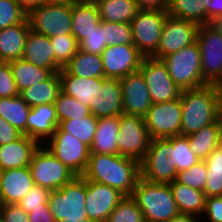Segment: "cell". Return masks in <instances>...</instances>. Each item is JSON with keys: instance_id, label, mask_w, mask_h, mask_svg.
I'll return each instance as SVG.
<instances>
[{"instance_id": "obj_21", "label": "cell", "mask_w": 222, "mask_h": 222, "mask_svg": "<svg viewBox=\"0 0 222 222\" xmlns=\"http://www.w3.org/2000/svg\"><path fill=\"white\" fill-rule=\"evenodd\" d=\"M58 125L54 104L31 107L26 123V136L43 145L52 137Z\"/></svg>"}, {"instance_id": "obj_53", "label": "cell", "mask_w": 222, "mask_h": 222, "mask_svg": "<svg viewBox=\"0 0 222 222\" xmlns=\"http://www.w3.org/2000/svg\"><path fill=\"white\" fill-rule=\"evenodd\" d=\"M169 0H135L139 10L167 11Z\"/></svg>"}, {"instance_id": "obj_3", "label": "cell", "mask_w": 222, "mask_h": 222, "mask_svg": "<svg viewBox=\"0 0 222 222\" xmlns=\"http://www.w3.org/2000/svg\"><path fill=\"white\" fill-rule=\"evenodd\" d=\"M131 197L143 213L145 222H167L180 214L169 184L137 181Z\"/></svg>"}, {"instance_id": "obj_15", "label": "cell", "mask_w": 222, "mask_h": 222, "mask_svg": "<svg viewBox=\"0 0 222 222\" xmlns=\"http://www.w3.org/2000/svg\"><path fill=\"white\" fill-rule=\"evenodd\" d=\"M198 24L168 16L159 40L157 51L151 56L156 59L176 53L196 42Z\"/></svg>"}, {"instance_id": "obj_26", "label": "cell", "mask_w": 222, "mask_h": 222, "mask_svg": "<svg viewBox=\"0 0 222 222\" xmlns=\"http://www.w3.org/2000/svg\"><path fill=\"white\" fill-rule=\"evenodd\" d=\"M120 127V115L98 119L90 153L119 154L117 138Z\"/></svg>"}, {"instance_id": "obj_54", "label": "cell", "mask_w": 222, "mask_h": 222, "mask_svg": "<svg viewBox=\"0 0 222 222\" xmlns=\"http://www.w3.org/2000/svg\"><path fill=\"white\" fill-rule=\"evenodd\" d=\"M29 222H56L48 205L44 209L31 210Z\"/></svg>"}, {"instance_id": "obj_34", "label": "cell", "mask_w": 222, "mask_h": 222, "mask_svg": "<svg viewBox=\"0 0 222 222\" xmlns=\"http://www.w3.org/2000/svg\"><path fill=\"white\" fill-rule=\"evenodd\" d=\"M31 107L20 97L0 98V116L26 135V123Z\"/></svg>"}, {"instance_id": "obj_14", "label": "cell", "mask_w": 222, "mask_h": 222, "mask_svg": "<svg viewBox=\"0 0 222 222\" xmlns=\"http://www.w3.org/2000/svg\"><path fill=\"white\" fill-rule=\"evenodd\" d=\"M143 74L153 103L177 99L181 89L171 79L167 66L161 59L144 57L139 68Z\"/></svg>"}, {"instance_id": "obj_1", "label": "cell", "mask_w": 222, "mask_h": 222, "mask_svg": "<svg viewBox=\"0 0 222 222\" xmlns=\"http://www.w3.org/2000/svg\"><path fill=\"white\" fill-rule=\"evenodd\" d=\"M81 176L131 196L141 177L140 162L119 154L90 153L87 168Z\"/></svg>"}, {"instance_id": "obj_39", "label": "cell", "mask_w": 222, "mask_h": 222, "mask_svg": "<svg viewBox=\"0 0 222 222\" xmlns=\"http://www.w3.org/2000/svg\"><path fill=\"white\" fill-rule=\"evenodd\" d=\"M55 61L64 68L79 50V43L72 34L50 37Z\"/></svg>"}, {"instance_id": "obj_13", "label": "cell", "mask_w": 222, "mask_h": 222, "mask_svg": "<svg viewBox=\"0 0 222 222\" xmlns=\"http://www.w3.org/2000/svg\"><path fill=\"white\" fill-rule=\"evenodd\" d=\"M143 118L152 139L181 135L182 104L180 97L172 101L152 103Z\"/></svg>"}, {"instance_id": "obj_50", "label": "cell", "mask_w": 222, "mask_h": 222, "mask_svg": "<svg viewBox=\"0 0 222 222\" xmlns=\"http://www.w3.org/2000/svg\"><path fill=\"white\" fill-rule=\"evenodd\" d=\"M22 133L0 116V146L17 140Z\"/></svg>"}, {"instance_id": "obj_56", "label": "cell", "mask_w": 222, "mask_h": 222, "mask_svg": "<svg viewBox=\"0 0 222 222\" xmlns=\"http://www.w3.org/2000/svg\"><path fill=\"white\" fill-rule=\"evenodd\" d=\"M199 219V220H198ZM167 222H201L200 218L192 214H178Z\"/></svg>"}, {"instance_id": "obj_11", "label": "cell", "mask_w": 222, "mask_h": 222, "mask_svg": "<svg viewBox=\"0 0 222 222\" xmlns=\"http://www.w3.org/2000/svg\"><path fill=\"white\" fill-rule=\"evenodd\" d=\"M52 154L76 175H82L88 165L90 147L59 126L44 144Z\"/></svg>"}, {"instance_id": "obj_30", "label": "cell", "mask_w": 222, "mask_h": 222, "mask_svg": "<svg viewBox=\"0 0 222 222\" xmlns=\"http://www.w3.org/2000/svg\"><path fill=\"white\" fill-rule=\"evenodd\" d=\"M190 149L201 160L205 161L208 155L222 143V134L218 120L204 126L198 132L187 136Z\"/></svg>"}, {"instance_id": "obj_19", "label": "cell", "mask_w": 222, "mask_h": 222, "mask_svg": "<svg viewBox=\"0 0 222 222\" xmlns=\"http://www.w3.org/2000/svg\"><path fill=\"white\" fill-rule=\"evenodd\" d=\"M90 113L97 119L123 114L122 89L120 79L104 78L101 87L91 99Z\"/></svg>"}, {"instance_id": "obj_37", "label": "cell", "mask_w": 222, "mask_h": 222, "mask_svg": "<svg viewBox=\"0 0 222 222\" xmlns=\"http://www.w3.org/2000/svg\"><path fill=\"white\" fill-rule=\"evenodd\" d=\"M58 121L86 117L90 115L89 106L80 103L76 98L71 97L60 91L54 102Z\"/></svg>"}, {"instance_id": "obj_33", "label": "cell", "mask_w": 222, "mask_h": 222, "mask_svg": "<svg viewBox=\"0 0 222 222\" xmlns=\"http://www.w3.org/2000/svg\"><path fill=\"white\" fill-rule=\"evenodd\" d=\"M64 69L70 75L83 78H105L101 55L84 53L80 49L65 65Z\"/></svg>"}, {"instance_id": "obj_22", "label": "cell", "mask_w": 222, "mask_h": 222, "mask_svg": "<svg viewBox=\"0 0 222 222\" xmlns=\"http://www.w3.org/2000/svg\"><path fill=\"white\" fill-rule=\"evenodd\" d=\"M22 59L31 64L49 69L53 73L59 72L62 67L55 61L54 50L50 38L29 30L26 37Z\"/></svg>"}, {"instance_id": "obj_27", "label": "cell", "mask_w": 222, "mask_h": 222, "mask_svg": "<svg viewBox=\"0 0 222 222\" xmlns=\"http://www.w3.org/2000/svg\"><path fill=\"white\" fill-rule=\"evenodd\" d=\"M101 24L96 3L72 4V35L80 44Z\"/></svg>"}, {"instance_id": "obj_24", "label": "cell", "mask_w": 222, "mask_h": 222, "mask_svg": "<svg viewBox=\"0 0 222 222\" xmlns=\"http://www.w3.org/2000/svg\"><path fill=\"white\" fill-rule=\"evenodd\" d=\"M26 18L22 23L0 30V62H9L22 58L26 37L30 30Z\"/></svg>"}, {"instance_id": "obj_23", "label": "cell", "mask_w": 222, "mask_h": 222, "mask_svg": "<svg viewBox=\"0 0 222 222\" xmlns=\"http://www.w3.org/2000/svg\"><path fill=\"white\" fill-rule=\"evenodd\" d=\"M39 143L21 135L17 140L0 146V171L28 167Z\"/></svg>"}, {"instance_id": "obj_4", "label": "cell", "mask_w": 222, "mask_h": 222, "mask_svg": "<svg viewBox=\"0 0 222 222\" xmlns=\"http://www.w3.org/2000/svg\"><path fill=\"white\" fill-rule=\"evenodd\" d=\"M86 180L76 175L62 188L51 191L48 207L55 221H85L88 219L85 209Z\"/></svg>"}, {"instance_id": "obj_20", "label": "cell", "mask_w": 222, "mask_h": 222, "mask_svg": "<svg viewBox=\"0 0 222 222\" xmlns=\"http://www.w3.org/2000/svg\"><path fill=\"white\" fill-rule=\"evenodd\" d=\"M34 185L29 166L0 171V204L18 203Z\"/></svg>"}, {"instance_id": "obj_60", "label": "cell", "mask_w": 222, "mask_h": 222, "mask_svg": "<svg viewBox=\"0 0 222 222\" xmlns=\"http://www.w3.org/2000/svg\"><path fill=\"white\" fill-rule=\"evenodd\" d=\"M57 222H97V221L91 220V219H87L85 221H66V220H61V221H57Z\"/></svg>"}, {"instance_id": "obj_61", "label": "cell", "mask_w": 222, "mask_h": 222, "mask_svg": "<svg viewBox=\"0 0 222 222\" xmlns=\"http://www.w3.org/2000/svg\"><path fill=\"white\" fill-rule=\"evenodd\" d=\"M215 25L221 30L222 32V17L215 23Z\"/></svg>"}, {"instance_id": "obj_28", "label": "cell", "mask_w": 222, "mask_h": 222, "mask_svg": "<svg viewBox=\"0 0 222 222\" xmlns=\"http://www.w3.org/2000/svg\"><path fill=\"white\" fill-rule=\"evenodd\" d=\"M169 185L180 214L202 217L206 203V196L203 191L183 185L176 180Z\"/></svg>"}, {"instance_id": "obj_42", "label": "cell", "mask_w": 222, "mask_h": 222, "mask_svg": "<svg viewBox=\"0 0 222 222\" xmlns=\"http://www.w3.org/2000/svg\"><path fill=\"white\" fill-rule=\"evenodd\" d=\"M207 173L205 161H199L190 168L178 172L176 181L204 192Z\"/></svg>"}, {"instance_id": "obj_55", "label": "cell", "mask_w": 222, "mask_h": 222, "mask_svg": "<svg viewBox=\"0 0 222 222\" xmlns=\"http://www.w3.org/2000/svg\"><path fill=\"white\" fill-rule=\"evenodd\" d=\"M21 8L28 14L32 9L47 3V0H17Z\"/></svg>"}, {"instance_id": "obj_62", "label": "cell", "mask_w": 222, "mask_h": 222, "mask_svg": "<svg viewBox=\"0 0 222 222\" xmlns=\"http://www.w3.org/2000/svg\"><path fill=\"white\" fill-rule=\"evenodd\" d=\"M0 222H5L4 218L0 215Z\"/></svg>"}, {"instance_id": "obj_41", "label": "cell", "mask_w": 222, "mask_h": 222, "mask_svg": "<svg viewBox=\"0 0 222 222\" xmlns=\"http://www.w3.org/2000/svg\"><path fill=\"white\" fill-rule=\"evenodd\" d=\"M105 43L107 46L116 44H133V33L130 23H113L101 21Z\"/></svg>"}, {"instance_id": "obj_18", "label": "cell", "mask_w": 222, "mask_h": 222, "mask_svg": "<svg viewBox=\"0 0 222 222\" xmlns=\"http://www.w3.org/2000/svg\"><path fill=\"white\" fill-rule=\"evenodd\" d=\"M123 114L144 117L152 105V99L140 70L120 79Z\"/></svg>"}, {"instance_id": "obj_52", "label": "cell", "mask_w": 222, "mask_h": 222, "mask_svg": "<svg viewBox=\"0 0 222 222\" xmlns=\"http://www.w3.org/2000/svg\"><path fill=\"white\" fill-rule=\"evenodd\" d=\"M222 17V0H207L206 24L216 23Z\"/></svg>"}, {"instance_id": "obj_48", "label": "cell", "mask_w": 222, "mask_h": 222, "mask_svg": "<svg viewBox=\"0 0 222 222\" xmlns=\"http://www.w3.org/2000/svg\"><path fill=\"white\" fill-rule=\"evenodd\" d=\"M206 216L208 219L206 222H222V196L206 198L202 219Z\"/></svg>"}, {"instance_id": "obj_5", "label": "cell", "mask_w": 222, "mask_h": 222, "mask_svg": "<svg viewBox=\"0 0 222 222\" xmlns=\"http://www.w3.org/2000/svg\"><path fill=\"white\" fill-rule=\"evenodd\" d=\"M201 59L199 45L194 42L176 53L164 57L162 61L167 66L174 83L181 90H186L207 85L201 72Z\"/></svg>"}, {"instance_id": "obj_2", "label": "cell", "mask_w": 222, "mask_h": 222, "mask_svg": "<svg viewBox=\"0 0 222 222\" xmlns=\"http://www.w3.org/2000/svg\"><path fill=\"white\" fill-rule=\"evenodd\" d=\"M220 90L219 85L207 84L181 91V135H191L217 121Z\"/></svg>"}, {"instance_id": "obj_44", "label": "cell", "mask_w": 222, "mask_h": 222, "mask_svg": "<svg viewBox=\"0 0 222 222\" xmlns=\"http://www.w3.org/2000/svg\"><path fill=\"white\" fill-rule=\"evenodd\" d=\"M50 193L51 190L35 184L18 202V205L27 213L31 210L44 209L48 205Z\"/></svg>"}, {"instance_id": "obj_51", "label": "cell", "mask_w": 222, "mask_h": 222, "mask_svg": "<svg viewBox=\"0 0 222 222\" xmlns=\"http://www.w3.org/2000/svg\"><path fill=\"white\" fill-rule=\"evenodd\" d=\"M205 163L207 172L222 174V143L208 155Z\"/></svg>"}, {"instance_id": "obj_8", "label": "cell", "mask_w": 222, "mask_h": 222, "mask_svg": "<svg viewBox=\"0 0 222 222\" xmlns=\"http://www.w3.org/2000/svg\"><path fill=\"white\" fill-rule=\"evenodd\" d=\"M29 169L34 183L51 191L62 188L76 176L44 145H39L33 153Z\"/></svg>"}, {"instance_id": "obj_25", "label": "cell", "mask_w": 222, "mask_h": 222, "mask_svg": "<svg viewBox=\"0 0 222 222\" xmlns=\"http://www.w3.org/2000/svg\"><path fill=\"white\" fill-rule=\"evenodd\" d=\"M61 91L76 98L80 103L89 106L91 99L101 87L104 78H83L70 75L64 68L59 72Z\"/></svg>"}, {"instance_id": "obj_43", "label": "cell", "mask_w": 222, "mask_h": 222, "mask_svg": "<svg viewBox=\"0 0 222 222\" xmlns=\"http://www.w3.org/2000/svg\"><path fill=\"white\" fill-rule=\"evenodd\" d=\"M27 18V13L17 0H0V30L20 24Z\"/></svg>"}, {"instance_id": "obj_6", "label": "cell", "mask_w": 222, "mask_h": 222, "mask_svg": "<svg viewBox=\"0 0 222 222\" xmlns=\"http://www.w3.org/2000/svg\"><path fill=\"white\" fill-rule=\"evenodd\" d=\"M173 163V137L152 139L140 162L141 177L149 182L169 184L176 180Z\"/></svg>"}, {"instance_id": "obj_40", "label": "cell", "mask_w": 222, "mask_h": 222, "mask_svg": "<svg viewBox=\"0 0 222 222\" xmlns=\"http://www.w3.org/2000/svg\"><path fill=\"white\" fill-rule=\"evenodd\" d=\"M107 222H145L143 213L131 196H125L109 215Z\"/></svg>"}, {"instance_id": "obj_16", "label": "cell", "mask_w": 222, "mask_h": 222, "mask_svg": "<svg viewBox=\"0 0 222 222\" xmlns=\"http://www.w3.org/2000/svg\"><path fill=\"white\" fill-rule=\"evenodd\" d=\"M105 78L122 79L139 70L144 59L134 44H116L107 46L100 54Z\"/></svg>"}, {"instance_id": "obj_36", "label": "cell", "mask_w": 222, "mask_h": 222, "mask_svg": "<svg viewBox=\"0 0 222 222\" xmlns=\"http://www.w3.org/2000/svg\"><path fill=\"white\" fill-rule=\"evenodd\" d=\"M97 123L98 119L93 114H90L86 117L61 121L58 126L90 147L97 130Z\"/></svg>"}, {"instance_id": "obj_57", "label": "cell", "mask_w": 222, "mask_h": 222, "mask_svg": "<svg viewBox=\"0 0 222 222\" xmlns=\"http://www.w3.org/2000/svg\"><path fill=\"white\" fill-rule=\"evenodd\" d=\"M217 120L220 125L221 129V134H222V89L219 92V97H218V117Z\"/></svg>"}, {"instance_id": "obj_47", "label": "cell", "mask_w": 222, "mask_h": 222, "mask_svg": "<svg viewBox=\"0 0 222 222\" xmlns=\"http://www.w3.org/2000/svg\"><path fill=\"white\" fill-rule=\"evenodd\" d=\"M0 215L5 222H29V213L21 208L18 203L1 205Z\"/></svg>"}, {"instance_id": "obj_17", "label": "cell", "mask_w": 222, "mask_h": 222, "mask_svg": "<svg viewBox=\"0 0 222 222\" xmlns=\"http://www.w3.org/2000/svg\"><path fill=\"white\" fill-rule=\"evenodd\" d=\"M124 197L115 188L86 180L85 209L88 219L107 222L111 212Z\"/></svg>"}, {"instance_id": "obj_59", "label": "cell", "mask_w": 222, "mask_h": 222, "mask_svg": "<svg viewBox=\"0 0 222 222\" xmlns=\"http://www.w3.org/2000/svg\"><path fill=\"white\" fill-rule=\"evenodd\" d=\"M99 0H76L78 3H97Z\"/></svg>"}, {"instance_id": "obj_46", "label": "cell", "mask_w": 222, "mask_h": 222, "mask_svg": "<svg viewBox=\"0 0 222 222\" xmlns=\"http://www.w3.org/2000/svg\"><path fill=\"white\" fill-rule=\"evenodd\" d=\"M19 96L11 68L8 63L0 64V98Z\"/></svg>"}, {"instance_id": "obj_9", "label": "cell", "mask_w": 222, "mask_h": 222, "mask_svg": "<svg viewBox=\"0 0 222 222\" xmlns=\"http://www.w3.org/2000/svg\"><path fill=\"white\" fill-rule=\"evenodd\" d=\"M27 18L33 31L49 38L72 34V4L47 2L32 9Z\"/></svg>"}, {"instance_id": "obj_32", "label": "cell", "mask_w": 222, "mask_h": 222, "mask_svg": "<svg viewBox=\"0 0 222 222\" xmlns=\"http://www.w3.org/2000/svg\"><path fill=\"white\" fill-rule=\"evenodd\" d=\"M96 5L105 22L130 23L139 11L135 0H99Z\"/></svg>"}, {"instance_id": "obj_35", "label": "cell", "mask_w": 222, "mask_h": 222, "mask_svg": "<svg viewBox=\"0 0 222 222\" xmlns=\"http://www.w3.org/2000/svg\"><path fill=\"white\" fill-rule=\"evenodd\" d=\"M206 4L207 0H169L167 13L177 19L204 25L206 24Z\"/></svg>"}, {"instance_id": "obj_49", "label": "cell", "mask_w": 222, "mask_h": 222, "mask_svg": "<svg viewBox=\"0 0 222 222\" xmlns=\"http://www.w3.org/2000/svg\"><path fill=\"white\" fill-rule=\"evenodd\" d=\"M204 193L206 198L222 196V174L209 172L207 173Z\"/></svg>"}, {"instance_id": "obj_10", "label": "cell", "mask_w": 222, "mask_h": 222, "mask_svg": "<svg viewBox=\"0 0 222 222\" xmlns=\"http://www.w3.org/2000/svg\"><path fill=\"white\" fill-rule=\"evenodd\" d=\"M168 16L164 10H139L131 20L133 44L144 57H151L157 51Z\"/></svg>"}, {"instance_id": "obj_12", "label": "cell", "mask_w": 222, "mask_h": 222, "mask_svg": "<svg viewBox=\"0 0 222 222\" xmlns=\"http://www.w3.org/2000/svg\"><path fill=\"white\" fill-rule=\"evenodd\" d=\"M151 140L143 117L120 115L117 138L119 155L141 162L146 156Z\"/></svg>"}, {"instance_id": "obj_38", "label": "cell", "mask_w": 222, "mask_h": 222, "mask_svg": "<svg viewBox=\"0 0 222 222\" xmlns=\"http://www.w3.org/2000/svg\"><path fill=\"white\" fill-rule=\"evenodd\" d=\"M201 161L190 149L187 136L177 135L173 137V163L177 172L186 170Z\"/></svg>"}, {"instance_id": "obj_29", "label": "cell", "mask_w": 222, "mask_h": 222, "mask_svg": "<svg viewBox=\"0 0 222 222\" xmlns=\"http://www.w3.org/2000/svg\"><path fill=\"white\" fill-rule=\"evenodd\" d=\"M61 91V81L58 72L52 73L46 80L26 88L19 96L30 106L54 104Z\"/></svg>"}, {"instance_id": "obj_31", "label": "cell", "mask_w": 222, "mask_h": 222, "mask_svg": "<svg viewBox=\"0 0 222 222\" xmlns=\"http://www.w3.org/2000/svg\"><path fill=\"white\" fill-rule=\"evenodd\" d=\"M7 63L11 68L19 93L26 88L46 80L53 73L49 69L35 66L22 58Z\"/></svg>"}, {"instance_id": "obj_45", "label": "cell", "mask_w": 222, "mask_h": 222, "mask_svg": "<svg viewBox=\"0 0 222 222\" xmlns=\"http://www.w3.org/2000/svg\"><path fill=\"white\" fill-rule=\"evenodd\" d=\"M107 47L105 43V36L103 26L100 24L97 30H94L85 38L80 44L79 49L84 53L101 54Z\"/></svg>"}, {"instance_id": "obj_7", "label": "cell", "mask_w": 222, "mask_h": 222, "mask_svg": "<svg viewBox=\"0 0 222 222\" xmlns=\"http://www.w3.org/2000/svg\"><path fill=\"white\" fill-rule=\"evenodd\" d=\"M196 42L201 54V72L207 84L222 85V32L215 23L198 26Z\"/></svg>"}, {"instance_id": "obj_58", "label": "cell", "mask_w": 222, "mask_h": 222, "mask_svg": "<svg viewBox=\"0 0 222 222\" xmlns=\"http://www.w3.org/2000/svg\"><path fill=\"white\" fill-rule=\"evenodd\" d=\"M49 3H65V4H73L76 3V0H47Z\"/></svg>"}]
</instances>
